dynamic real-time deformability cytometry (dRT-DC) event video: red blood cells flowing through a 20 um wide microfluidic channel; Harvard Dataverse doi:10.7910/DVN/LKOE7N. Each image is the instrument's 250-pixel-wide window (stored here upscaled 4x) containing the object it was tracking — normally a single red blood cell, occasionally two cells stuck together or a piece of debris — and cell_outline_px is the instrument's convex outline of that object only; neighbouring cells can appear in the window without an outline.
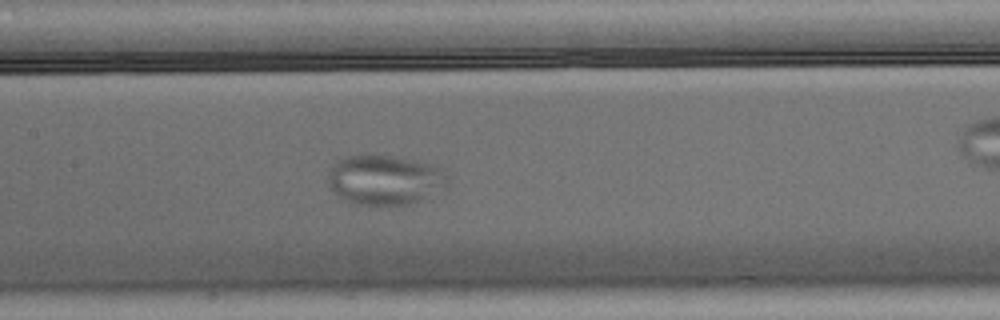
{"species": "Egyptian fruit bat (a non-hibernating species)", "species_latin": "Rousettus aegyptiacus", "temperature_condition": "warm", "stored_images_in_passage": 46, "camera_frame_rate_fps": 3000, "um_per_image_px": 0.085, "animal": {"sex": "male"}, "frame": {"image": 1, "passage_image": 14, "time_ms": 4.333, "image_size_px": [1000, 320], "cell_outline_px": [[448, 188], [424, 200], [408, 204], [348, 204], [328, 184], [328, 176], [336, 160], [348, 156], [372, 152], [392, 156], [428, 164], [444, 168], [448, 180]], "centroid_in_image_um": [32.75, 15.27], "position_along_channel_um": 174.7, "area_um2": 35.26}}
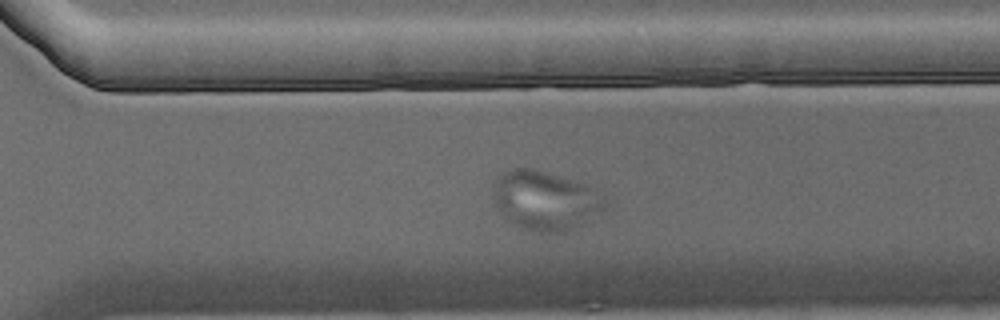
{"frame": {"image": 2, "passage_image": 27, "time_ms": 8.667, "image_size_px": [1000, 320], "cell_outline_px": [[608, 204], [604, 208], [580, 224], [572, 228], [560, 232], [540, 232], [520, 228], [512, 224], [496, 208], [492, 196], [492, 192], [496, 180], [500, 172], [512, 168], [532, 168], [576, 180], [588, 184], [596, 188], [604, 196]], "centroid_in_image_um": [46.32, 17.01], "position_along_channel_um": 324.3, "area_um2": 38.84}}